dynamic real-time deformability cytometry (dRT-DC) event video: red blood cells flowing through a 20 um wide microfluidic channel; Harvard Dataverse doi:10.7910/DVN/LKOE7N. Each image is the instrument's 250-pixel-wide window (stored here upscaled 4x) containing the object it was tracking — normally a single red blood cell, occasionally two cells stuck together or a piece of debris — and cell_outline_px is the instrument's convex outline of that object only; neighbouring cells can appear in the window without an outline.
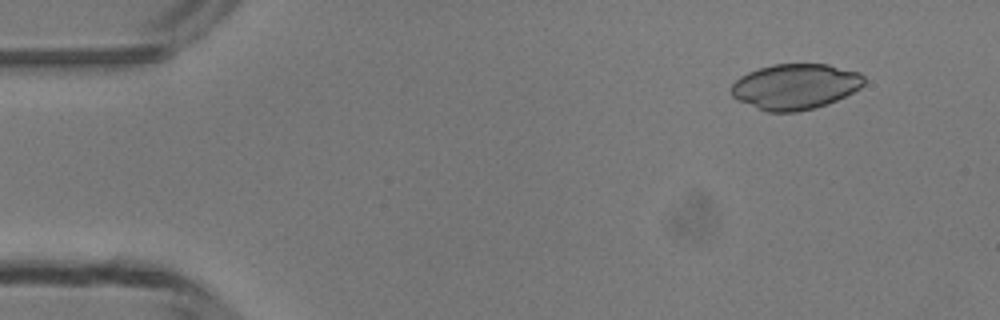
{"species": "common noctule bat (a hibernating species)", "species_latin": "Nyctalus noctula", "temperature_condition": "room temperature", "stored_images_in_passage": 5, "camera_frame_rate_fps": 3000, "um_per_image_px": 0.085, "animal": {"sex": "male", "body_mass_g": 13.3}, "frame": {"image": 1, "passage_image": 2, "time_ms": 1.333, "image_size_px": [1000, 320], "cell_outline_px": [[864, 84], [860, 88], [828, 104], [816, 108], [796, 112], [768, 112], [736, 100], [732, 96], [732, 84], [740, 76], [748, 72], [772, 64], [828, 64], [860, 72], [864, 76]], "centroid_in_image_um": [67.6, 7.36], "position_along_channel_um": 17.4, "area_um2": 35.32}}